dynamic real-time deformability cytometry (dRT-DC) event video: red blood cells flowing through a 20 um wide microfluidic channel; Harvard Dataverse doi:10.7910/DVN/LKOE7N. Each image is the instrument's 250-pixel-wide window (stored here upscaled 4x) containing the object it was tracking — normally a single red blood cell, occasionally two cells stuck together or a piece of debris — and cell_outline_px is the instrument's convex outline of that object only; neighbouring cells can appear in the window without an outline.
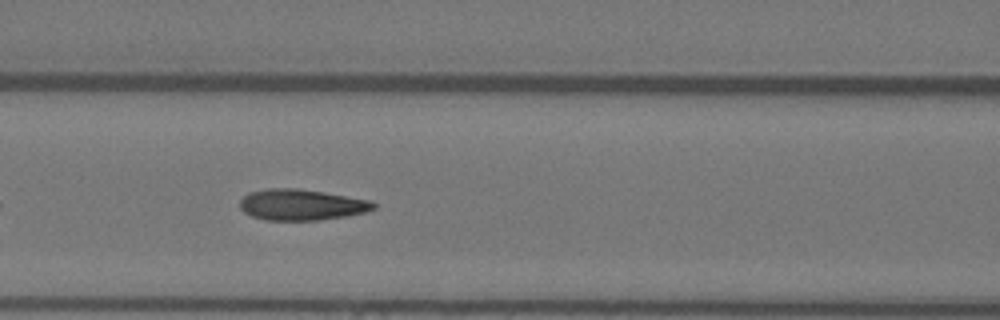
{"species": "Egyptian fruit bat (a non-hibernating species)", "species_latin": "Rousettus aegyptiacus", "temperature_condition": "warm", "stored_images_in_passage": 14, "camera_frame_rate_fps": 3000, "um_per_image_px": 0.085, "animal": {"sex": "female"}, "frame": {"image": 1, "passage_image": 5, "time_ms": 1.333, "image_size_px": [1000, 320], "cell_outline_px": [[376, 208], [364, 212], [348, 216], [320, 220], [264, 220], [252, 216], [244, 212], [240, 208], [240, 200], [248, 192], [268, 188], [296, 188], [324, 192], [368, 200], [376, 204]], "centroid_in_image_um": [25.59, 17.4], "position_along_channel_um": 141.0, "area_um2": 24.16}}
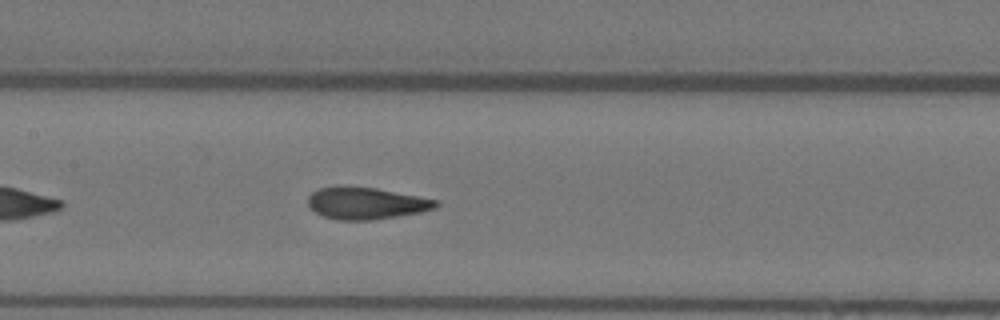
{"frame": {"image": 2, "passage_image": 8, "time_ms": 2.333, "image_size_px": [1000, 320], "cell_outline_px": [[440, 204], [436, 208], [420, 212], [372, 220], [340, 220], [324, 216], [316, 212], [308, 204], [308, 196], [316, 188], [344, 184], [376, 188], [440, 200]], "centroid_in_image_um": [31.11, 17.24], "position_along_channel_um": 176.3, "area_um2": 24.16}}
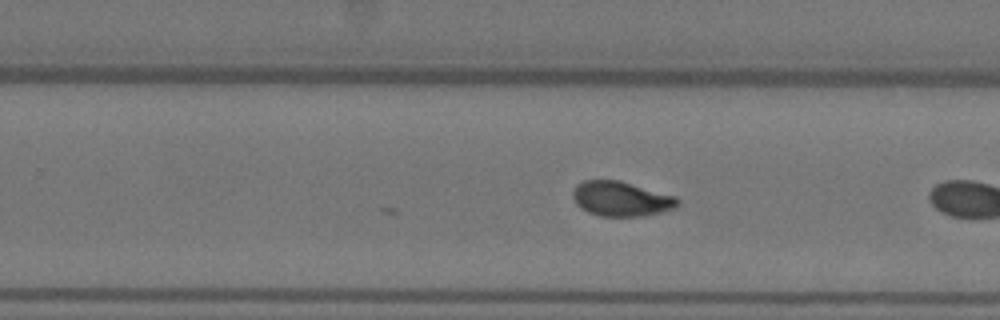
{"frame": {"image": 3, "passage_image": 14, "time_ms": 4.333, "image_size_px": [1000, 320], "cell_outline_px": [[680, 200], [676, 208], [660, 212], [640, 216], [600, 216], [588, 212], [580, 208], [576, 204], [572, 196], [572, 192], [576, 184], [584, 180], [620, 180], [676, 196]], "centroid_in_image_um": [52.78, 16.89], "position_along_channel_um": 277.0, "area_um2": 21.39}}